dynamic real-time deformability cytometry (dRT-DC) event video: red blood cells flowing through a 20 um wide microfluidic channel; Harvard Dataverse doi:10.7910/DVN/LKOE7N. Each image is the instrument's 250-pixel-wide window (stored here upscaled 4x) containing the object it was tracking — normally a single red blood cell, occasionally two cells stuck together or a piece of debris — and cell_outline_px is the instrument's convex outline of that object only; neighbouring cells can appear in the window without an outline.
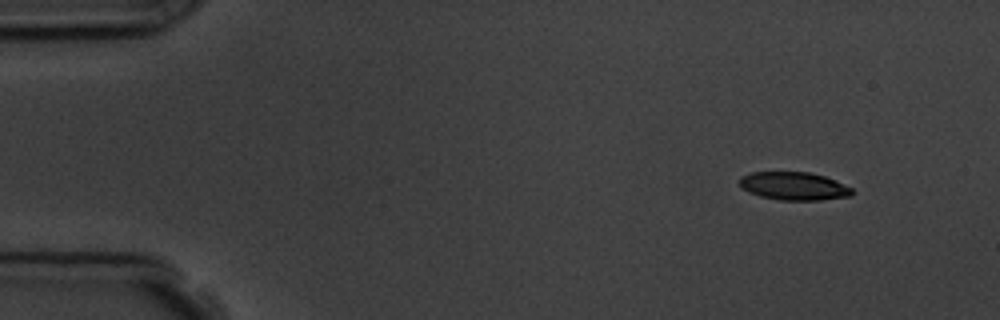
{"species": "common noctule bat (a hibernating species)", "species_latin": "Nyctalus noctula", "temperature_condition": "room temperature", "stored_images_in_passage": 4, "camera_frame_rate_fps": 3000, "um_per_image_px": 0.085, "animal": {"sex": "male", "body_mass_g": 19.5, "forearm_length_mm": 54.6}, "frame": {"image": 1, "passage_image": 1, "time_ms": 0.0, "image_size_px": [1000, 320], "cell_outline_px": [[852, 196], [820, 200], [780, 200], [760, 196], [748, 192], [740, 184], [740, 176], [752, 172], [808, 172], [824, 176], [852, 188]], "centroid_in_image_um": [67.47, 15.82], "position_along_channel_um": 17.5, "area_um2": 18.26}}